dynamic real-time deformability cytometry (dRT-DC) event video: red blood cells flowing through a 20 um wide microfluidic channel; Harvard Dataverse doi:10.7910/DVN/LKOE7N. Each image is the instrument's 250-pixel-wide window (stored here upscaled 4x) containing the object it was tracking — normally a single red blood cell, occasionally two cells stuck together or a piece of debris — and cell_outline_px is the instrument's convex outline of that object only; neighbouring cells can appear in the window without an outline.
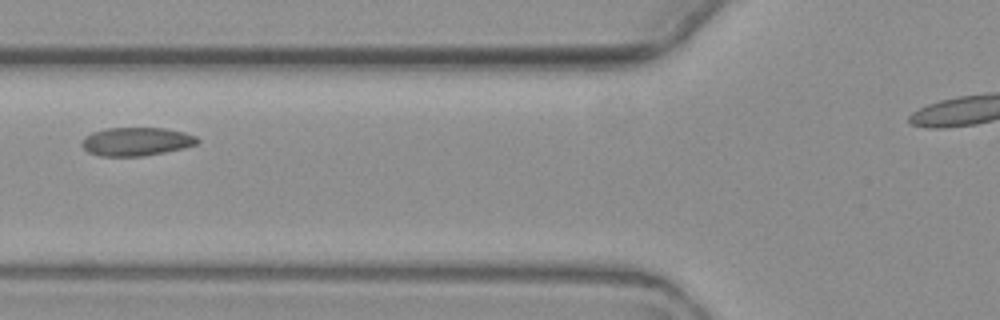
{"species": "common noctule bat (a hibernating species)", "species_latin": "Nyctalus noctula", "temperature_condition": "warm", "stored_images_in_passage": 9, "camera_frame_rate_fps": 3000, "um_per_image_px": 0.085, "animal": {"sex": "female", "body_mass_g": 19.3, "forearm_length_mm": 54.1}, "frame": {"image": 1, "passage_image": 5, "time_ms": 6.0, "image_size_px": [1000, 320], "cell_outline_px": [[200, 140], [196, 144], [184, 148], [164, 152], [140, 156], [100, 156], [88, 152], [80, 144], [84, 136], [92, 132], [104, 128], [164, 128], [184, 132], [196, 136]], "centroid_in_image_um": [11.56, 12.02], "position_along_channel_um": 114.2, "area_um2": 19.19}}
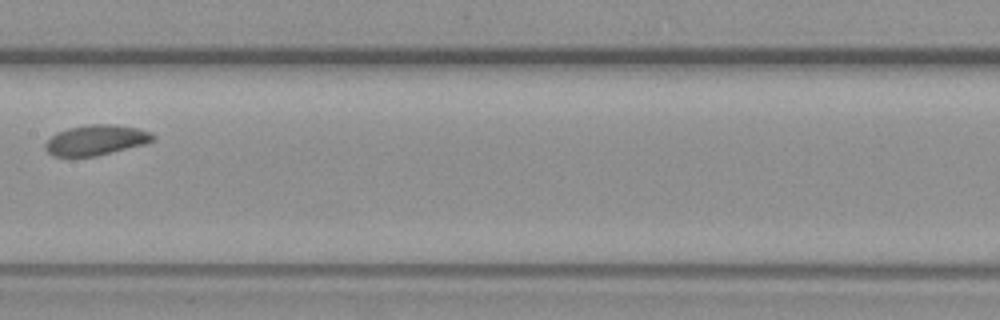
{"frame": {"image": 2, "passage_image": 7, "time_ms": 8.333, "image_size_px": [1000, 320], "cell_outline_px": [[156, 140], [144, 144], [96, 156], [56, 156], [48, 152], [44, 148], [44, 144], [56, 132], [68, 128], [88, 124], [108, 124], [136, 128], [152, 132], [156, 136]], "centroid_in_image_um": [8.17, 11.9], "position_along_channel_um": 199.2, "area_um2": 18.9}}
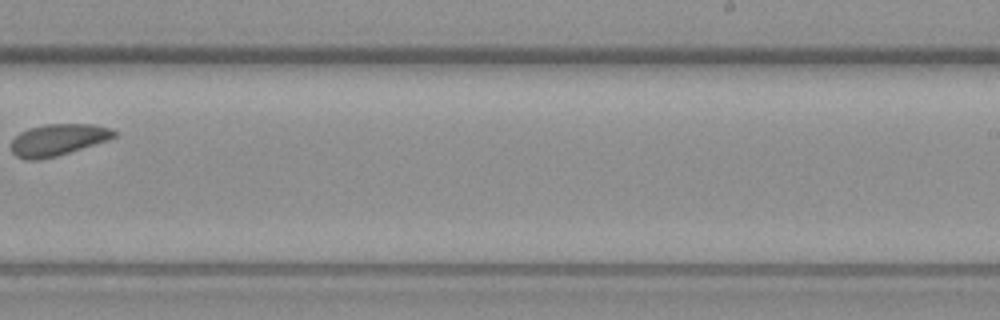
{"frame": {"image": 3, "passage_image": 9, "time_ms": 10.667, "image_size_px": [1000, 320], "cell_outline_px": [[116, 136], [108, 140], [56, 156], [36, 160], [24, 160], [16, 156], [12, 152], [12, 140], [20, 132], [28, 128], [44, 124], [92, 124], [112, 128], [116, 132]], "centroid_in_image_um": [4.92, 11.87], "position_along_channel_um": 284.1, "area_um2": 18.96}}